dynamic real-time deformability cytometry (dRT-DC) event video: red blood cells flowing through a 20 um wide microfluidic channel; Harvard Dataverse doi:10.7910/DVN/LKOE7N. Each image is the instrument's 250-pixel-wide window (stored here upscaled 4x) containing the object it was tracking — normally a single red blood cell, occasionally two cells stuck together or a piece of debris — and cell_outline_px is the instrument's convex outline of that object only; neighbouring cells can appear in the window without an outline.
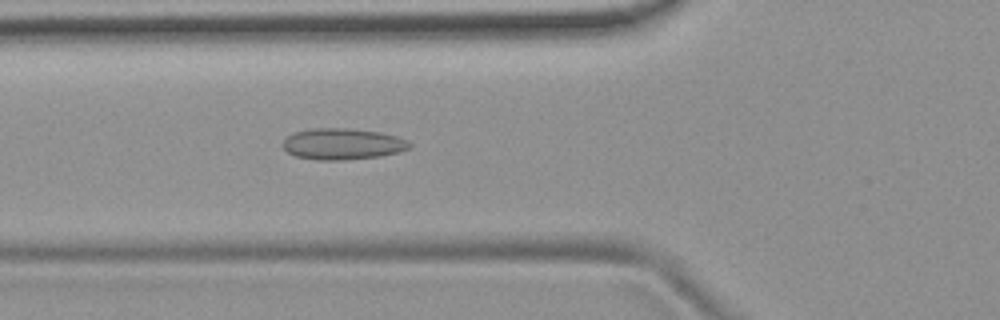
{"species": "common noctule bat (a hibernating species)", "species_latin": "Nyctalus noctula", "temperature_condition": "room temperature", "stored_images_in_passage": 53, "camera_frame_rate_fps": 3000, "um_per_image_px": 0.085, "animal": {"sex": "female", "body_mass_g": 19.9}, "frame": {"image": 1, "passage_image": 19, "time_ms": 6.0, "image_size_px": [1000, 320], "cell_outline_px": [[412, 148], [400, 152], [380, 156], [344, 160], [316, 160], [296, 156], [288, 152], [280, 144], [292, 132], [312, 128], [348, 128], [380, 132], [396, 136], [408, 140], [412, 144]], "centroid_in_image_um": [29.13, 12.23], "position_along_channel_um": 96.7, "area_um2": 23.35}}
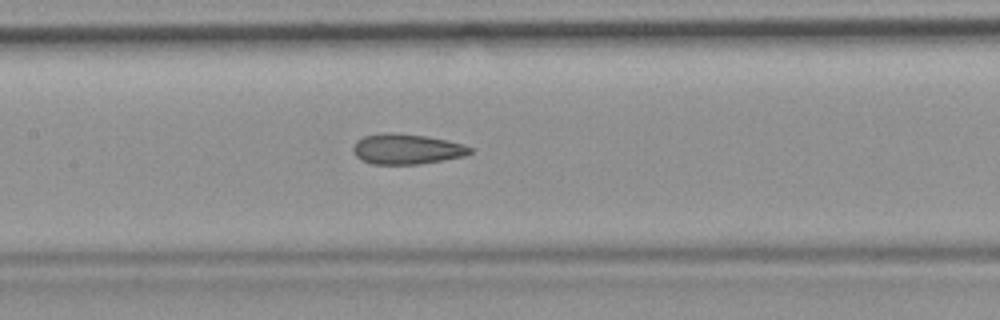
{"frame": {"image": 2, "passage_image": 25, "time_ms": 8.0, "image_size_px": [1000, 320], "cell_outline_px": [[472, 152], [464, 156], [444, 160], [420, 164], [372, 164], [360, 160], [352, 152], [352, 148], [356, 140], [364, 136], [384, 132], [392, 132], [424, 136], [464, 144], [472, 148]], "centroid_in_image_um": [34.52, 12.67], "position_along_channel_um": 172.9, "area_um2": 20.75}}
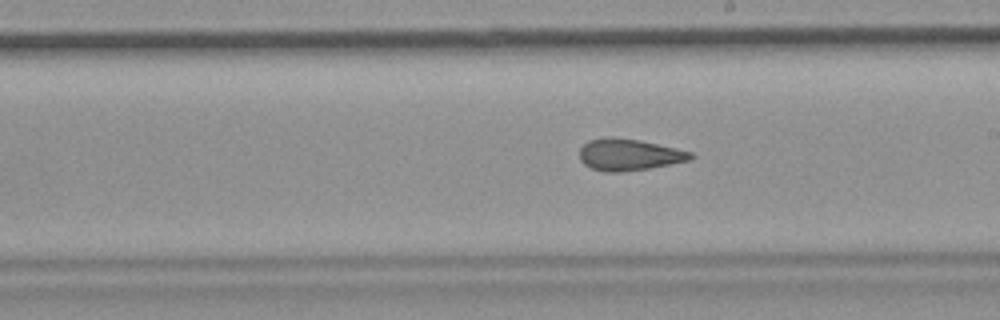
{"frame": {"image": 3, "passage_image": 30, "time_ms": 9.667, "image_size_px": [1000, 320], "cell_outline_px": [[696, 156], [692, 160], [648, 168], [620, 172], [604, 172], [592, 168], [584, 164], [580, 160], [580, 148], [588, 140], [636, 140], [676, 148], [692, 152]], "centroid_in_image_um": [53.52, 13.2], "position_along_channel_um": 235.5, "area_um2": 19.71}, "authors_computed_cell_mechanics": {"area_um2": 21.2126, "velocity_mm_per_s": 3.7893, "shape_relaxation_time_tau1_ms": null, "shape_relaxation_time_tau2_ms": 2.1469, "deformation_change_tau1": null, "deformation_change_tau2": 0.0787}}